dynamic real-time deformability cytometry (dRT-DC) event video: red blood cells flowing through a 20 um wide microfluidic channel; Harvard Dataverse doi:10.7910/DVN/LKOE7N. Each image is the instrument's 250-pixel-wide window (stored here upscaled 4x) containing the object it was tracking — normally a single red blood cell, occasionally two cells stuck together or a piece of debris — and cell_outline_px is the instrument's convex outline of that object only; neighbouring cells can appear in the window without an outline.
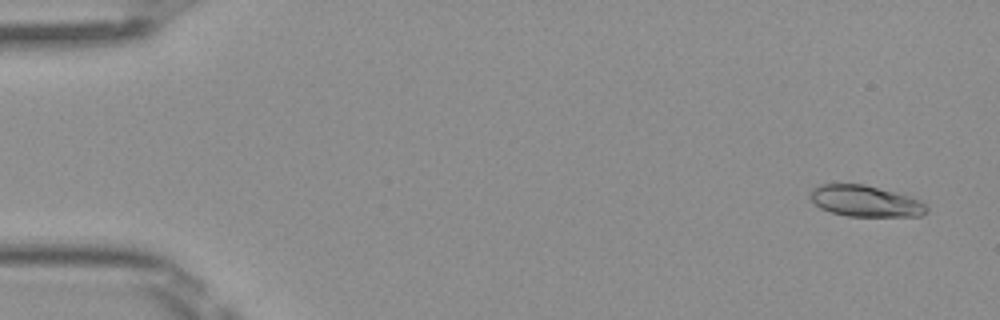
{"species": "Egyptian fruit bat (a non-hibernating species)", "species_latin": "Rousettus aegyptiacus", "temperature_condition": "room temperature", "stored_images_in_passage": 6, "camera_frame_rate_fps": 3000, "um_per_image_px": 0.085, "frame": {"image": 1, "passage_image": 1, "time_ms": 0.0, "image_size_px": [1000, 320], "cell_outline_px": [[928, 212], [920, 216], [848, 216], [832, 212], [820, 208], [808, 196], [812, 188], [820, 184], [864, 184], [912, 196], [928, 204]], "centroid_in_image_um": [73.59, 17.09], "position_along_channel_um": 11.4, "area_um2": 21.39}}
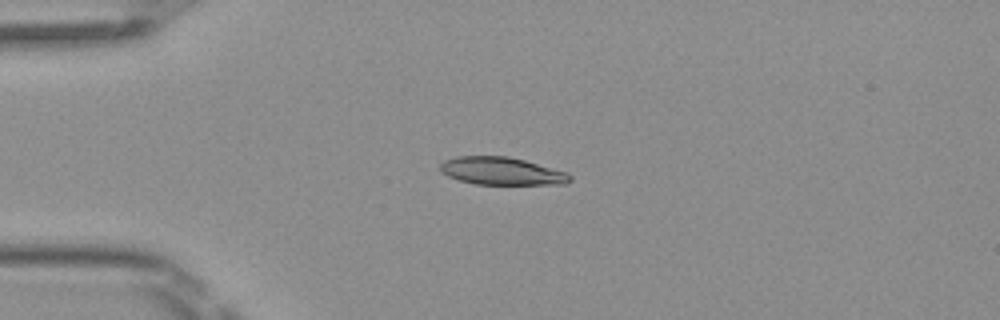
{"frame": {"image": 2, "passage_image": 4, "time_ms": 1.0, "image_size_px": [1000, 320], "cell_outline_px": [[572, 180], [564, 184], [476, 184], [460, 180], [448, 176], [440, 172], [440, 164], [444, 160], [456, 156], [508, 156], [524, 160], [568, 172], [572, 176]], "centroid_in_image_um": [42.64, 14.54], "position_along_channel_um": 42.4, "area_um2": 20.98}}
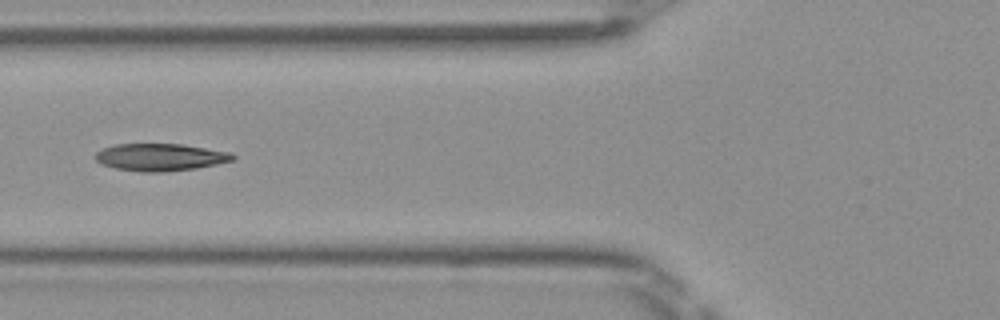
{"frame": {"image": 3, "passage_image": 6, "time_ms": 1.667, "image_size_px": [1000, 320], "cell_outline_px": [[236, 156], [232, 160], [216, 164], [196, 168], [164, 172], [140, 172], [116, 168], [100, 164], [96, 160], [96, 152], [104, 148], [116, 144], [184, 144], [232, 152]], "centroid_in_image_um": [13.64, 13.36], "position_along_channel_um": 112.2, "area_um2": 21.91}}